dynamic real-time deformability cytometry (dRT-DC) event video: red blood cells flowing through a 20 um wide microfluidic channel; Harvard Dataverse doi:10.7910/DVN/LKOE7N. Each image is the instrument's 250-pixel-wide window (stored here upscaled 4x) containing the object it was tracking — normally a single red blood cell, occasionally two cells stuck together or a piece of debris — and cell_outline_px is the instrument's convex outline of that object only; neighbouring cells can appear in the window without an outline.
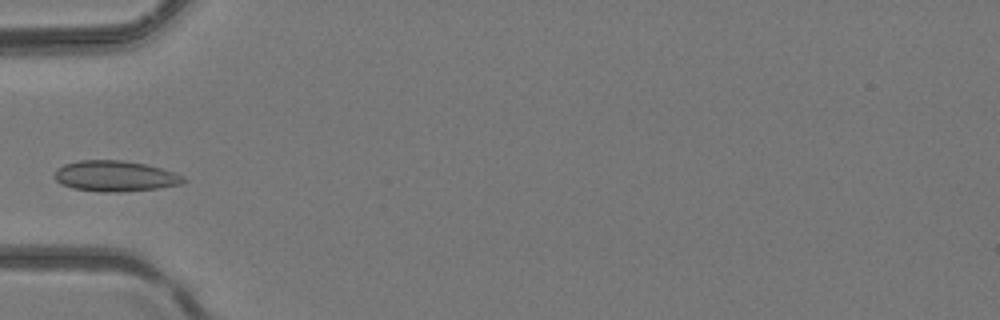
{"species": "common noctule bat (a hibernating species)", "species_latin": "Nyctalus noctula", "temperature_condition": "room temperature", "stored_images_in_passage": 3, "camera_frame_rate_fps": 3000, "um_per_image_px": 0.085, "animal": {"sex": "female", "body_mass_g": 24.6, "forearm_length_mm": 56.2}, "frame": {"image": 1, "passage_image": 3, "time_ms": 0.667, "image_size_px": [1000, 320], "cell_outline_px": [[188, 180], [184, 184], [156, 188], [120, 192], [100, 192], [72, 188], [60, 184], [52, 176], [56, 168], [64, 164], [80, 160], [120, 160], [144, 164], [160, 168], [184, 176]], "centroid_in_image_um": [9.75, 14.97], "position_along_channel_um": 75.3, "area_um2": 23.24}}